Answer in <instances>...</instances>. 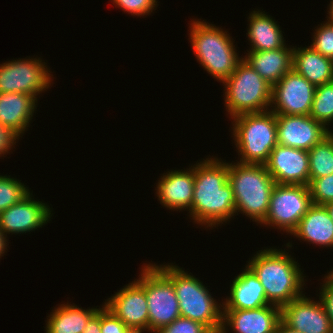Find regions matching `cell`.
<instances>
[{
	"instance_id": "1",
	"label": "cell",
	"mask_w": 333,
	"mask_h": 333,
	"mask_svg": "<svg viewBox=\"0 0 333 333\" xmlns=\"http://www.w3.org/2000/svg\"><path fill=\"white\" fill-rule=\"evenodd\" d=\"M220 159L212 156L192 166L194 192L189 213L191 220L205 229L236 216L234 193L228 182V163Z\"/></svg>"
},
{
	"instance_id": "2",
	"label": "cell",
	"mask_w": 333,
	"mask_h": 333,
	"mask_svg": "<svg viewBox=\"0 0 333 333\" xmlns=\"http://www.w3.org/2000/svg\"><path fill=\"white\" fill-rule=\"evenodd\" d=\"M287 251L267 248L247 261V267L261 282L270 304L282 307L303 295V271Z\"/></svg>"
},
{
	"instance_id": "3",
	"label": "cell",
	"mask_w": 333,
	"mask_h": 333,
	"mask_svg": "<svg viewBox=\"0 0 333 333\" xmlns=\"http://www.w3.org/2000/svg\"><path fill=\"white\" fill-rule=\"evenodd\" d=\"M155 264L173 283L179 301L180 316L202 323L212 333H220L223 303H217L203 282L179 266ZM191 274V275H190Z\"/></svg>"
},
{
	"instance_id": "4",
	"label": "cell",
	"mask_w": 333,
	"mask_h": 333,
	"mask_svg": "<svg viewBox=\"0 0 333 333\" xmlns=\"http://www.w3.org/2000/svg\"><path fill=\"white\" fill-rule=\"evenodd\" d=\"M228 182L234 193L236 214L243 213L260 224L267 215L271 192L276 184L265 165L229 162Z\"/></svg>"
},
{
	"instance_id": "5",
	"label": "cell",
	"mask_w": 333,
	"mask_h": 333,
	"mask_svg": "<svg viewBox=\"0 0 333 333\" xmlns=\"http://www.w3.org/2000/svg\"><path fill=\"white\" fill-rule=\"evenodd\" d=\"M192 20L189 39L197 61L217 81H225L243 57L238 56L233 39L221 27Z\"/></svg>"
},
{
	"instance_id": "6",
	"label": "cell",
	"mask_w": 333,
	"mask_h": 333,
	"mask_svg": "<svg viewBox=\"0 0 333 333\" xmlns=\"http://www.w3.org/2000/svg\"><path fill=\"white\" fill-rule=\"evenodd\" d=\"M232 137L242 164H265L277 145L276 114L244 113L231 118Z\"/></svg>"
},
{
	"instance_id": "7",
	"label": "cell",
	"mask_w": 333,
	"mask_h": 333,
	"mask_svg": "<svg viewBox=\"0 0 333 333\" xmlns=\"http://www.w3.org/2000/svg\"><path fill=\"white\" fill-rule=\"evenodd\" d=\"M225 107L231 118L244 113L269 111L272 85L264 80L243 59L235 71L222 82Z\"/></svg>"
},
{
	"instance_id": "8",
	"label": "cell",
	"mask_w": 333,
	"mask_h": 333,
	"mask_svg": "<svg viewBox=\"0 0 333 333\" xmlns=\"http://www.w3.org/2000/svg\"><path fill=\"white\" fill-rule=\"evenodd\" d=\"M312 205L309 186L275 184L267 215L260 225L272 226L291 234Z\"/></svg>"
},
{
	"instance_id": "9",
	"label": "cell",
	"mask_w": 333,
	"mask_h": 333,
	"mask_svg": "<svg viewBox=\"0 0 333 333\" xmlns=\"http://www.w3.org/2000/svg\"><path fill=\"white\" fill-rule=\"evenodd\" d=\"M145 295L148 304L149 333L156 332L180 317L174 285L155 263L145 264Z\"/></svg>"
},
{
	"instance_id": "10",
	"label": "cell",
	"mask_w": 333,
	"mask_h": 333,
	"mask_svg": "<svg viewBox=\"0 0 333 333\" xmlns=\"http://www.w3.org/2000/svg\"><path fill=\"white\" fill-rule=\"evenodd\" d=\"M42 61L29 57L0 64V93H24L37 99L53 81L52 72Z\"/></svg>"
},
{
	"instance_id": "11",
	"label": "cell",
	"mask_w": 333,
	"mask_h": 333,
	"mask_svg": "<svg viewBox=\"0 0 333 333\" xmlns=\"http://www.w3.org/2000/svg\"><path fill=\"white\" fill-rule=\"evenodd\" d=\"M141 276V277H140ZM104 306L135 333L148 331V304L145 295V265L139 278L105 300Z\"/></svg>"
},
{
	"instance_id": "12",
	"label": "cell",
	"mask_w": 333,
	"mask_h": 333,
	"mask_svg": "<svg viewBox=\"0 0 333 333\" xmlns=\"http://www.w3.org/2000/svg\"><path fill=\"white\" fill-rule=\"evenodd\" d=\"M316 86L293 69L272 86L270 111L279 115H310Z\"/></svg>"
},
{
	"instance_id": "13",
	"label": "cell",
	"mask_w": 333,
	"mask_h": 333,
	"mask_svg": "<svg viewBox=\"0 0 333 333\" xmlns=\"http://www.w3.org/2000/svg\"><path fill=\"white\" fill-rule=\"evenodd\" d=\"M32 197L29 192L18 203L0 213V230L6 239L7 234L32 232L51 220L50 206Z\"/></svg>"
},
{
	"instance_id": "14",
	"label": "cell",
	"mask_w": 333,
	"mask_h": 333,
	"mask_svg": "<svg viewBox=\"0 0 333 333\" xmlns=\"http://www.w3.org/2000/svg\"><path fill=\"white\" fill-rule=\"evenodd\" d=\"M276 123L278 145L307 151L331 132L310 115L276 114Z\"/></svg>"
},
{
	"instance_id": "15",
	"label": "cell",
	"mask_w": 333,
	"mask_h": 333,
	"mask_svg": "<svg viewBox=\"0 0 333 333\" xmlns=\"http://www.w3.org/2000/svg\"><path fill=\"white\" fill-rule=\"evenodd\" d=\"M281 321L301 333H333V325L322 301L305 294L281 307Z\"/></svg>"
},
{
	"instance_id": "16",
	"label": "cell",
	"mask_w": 333,
	"mask_h": 333,
	"mask_svg": "<svg viewBox=\"0 0 333 333\" xmlns=\"http://www.w3.org/2000/svg\"><path fill=\"white\" fill-rule=\"evenodd\" d=\"M264 165L276 184L308 186L310 183L307 150L277 144Z\"/></svg>"
},
{
	"instance_id": "17",
	"label": "cell",
	"mask_w": 333,
	"mask_h": 333,
	"mask_svg": "<svg viewBox=\"0 0 333 333\" xmlns=\"http://www.w3.org/2000/svg\"><path fill=\"white\" fill-rule=\"evenodd\" d=\"M281 321V307L269 304L256 309H223L220 333H272ZM229 329H228V327Z\"/></svg>"
},
{
	"instance_id": "18",
	"label": "cell",
	"mask_w": 333,
	"mask_h": 333,
	"mask_svg": "<svg viewBox=\"0 0 333 333\" xmlns=\"http://www.w3.org/2000/svg\"><path fill=\"white\" fill-rule=\"evenodd\" d=\"M161 179V180H160ZM156 183V194L160 204L171 210H190L194 192V170L168 171Z\"/></svg>"
},
{
	"instance_id": "19",
	"label": "cell",
	"mask_w": 333,
	"mask_h": 333,
	"mask_svg": "<svg viewBox=\"0 0 333 333\" xmlns=\"http://www.w3.org/2000/svg\"><path fill=\"white\" fill-rule=\"evenodd\" d=\"M245 267L242 273L233 279L230 295L221 302L223 309H256L270 304L259 279Z\"/></svg>"
},
{
	"instance_id": "20",
	"label": "cell",
	"mask_w": 333,
	"mask_h": 333,
	"mask_svg": "<svg viewBox=\"0 0 333 333\" xmlns=\"http://www.w3.org/2000/svg\"><path fill=\"white\" fill-rule=\"evenodd\" d=\"M37 101L24 93H0V124L22 137L34 117Z\"/></svg>"
},
{
	"instance_id": "21",
	"label": "cell",
	"mask_w": 333,
	"mask_h": 333,
	"mask_svg": "<svg viewBox=\"0 0 333 333\" xmlns=\"http://www.w3.org/2000/svg\"><path fill=\"white\" fill-rule=\"evenodd\" d=\"M292 47L286 45L277 50L251 51L246 53L243 60L273 86L292 70Z\"/></svg>"
},
{
	"instance_id": "22",
	"label": "cell",
	"mask_w": 333,
	"mask_h": 333,
	"mask_svg": "<svg viewBox=\"0 0 333 333\" xmlns=\"http://www.w3.org/2000/svg\"><path fill=\"white\" fill-rule=\"evenodd\" d=\"M310 244L333 247V220L323 205H312L291 233Z\"/></svg>"
},
{
	"instance_id": "23",
	"label": "cell",
	"mask_w": 333,
	"mask_h": 333,
	"mask_svg": "<svg viewBox=\"0 0 333 333\" xmlns=\"http://www.w3.org/2000/svg\"><path fill=\"white\" fill-rule=\"evenodd\" d=\"M247 37L250 41L249 51H271L285 47L286 43L280 25L265 11H252L249 14Z\"/></svg>"
},
{
	"instance_id": "24",
	"label": "cell",
	"mask_w": 333,
	"mask_h": 333,
	"mask_svg": "<svg viewBox=\"0 0 333 333\" xmlns=\"http://www.w3.org/2000/svg\"><path fill=\"white\" fill-rule=\"evenodd\" d=\"M292 69L315 86L333 81V60L311 46L294 47Z\"/></svg>"
},
{
	"instance_id": "25",
	"label": "cell",
	"mask_w": 333,
	"mask_h": 333,
	"mask_svg": "<svg viewBox=\"0 0 333 333\" xmlns=\"http://www.w3.org/2000/svg\"><path fill=\"white\" fill-rule=\"evenodd\" d=\"M99 309L100 306L85 310L74 303L60 304L47 316L49 319L47 318L45 331L46 333H83L88 321Z\"/></svg>"
},
{
	"instance_id": "26",
	"label": "cell",
	"mask_w": 333,
	"mask_h": 333,
	"mask_svg": "<svg viewBox=\"0 0 333 333\" xmlns=\"http://www.w3.org/2000/svg\"><path fill=\"white\" fill-rule=\"evenodd\" d=\"M310 181L333 174V134L330 132L309 151Z\"/></svg>"
},
{
	"instance_id": "27",
	"label": "cell",
	"mask_w": 333,
	"mask_h": 333,
	"mask_svg": "<svg viewBox=\"0 0 333 333\" xmlns=\"http://www.w3.org/2000/svg\"><path fill=\"white\" fill-rule=\"evenodd\" d=\"M310 116L328 129L333 123V81L316 86Z\"/></svg>"
},
{
	"instance_id": "28",
	"label": "cell",
	"mask_w": 333,
	"mask_h": 333,
	"mask_svg": "<svg viewBox=\"0 0 333 333\" xmlns=\"http://www.w3.org/2000/svg\"><path fill=\"white\" fill-rule=\"evenodd\" d=\"M19 179L7 175H0V213L10 206L18 203L23 197L31 192Z\"/></svg>"
},
{
	"instance_id": "29",
	"label": "cell",
	"mask_w": 333,
	"mask_h": 333,
	"mask_svg": "<svg viewBox=\"0 0 333 333\" xmlns=\"http://www.w3.org/2000/svg\"><path fill=\"white\" fill-rule=\"evenodd\" d=\"M310 46L326 58L333 60V23L326 21L315 29Z\"/></svg>"
},
{
	"instance_id": "30",
	"label": "cell",
	"mask_w": 333,
	"mask_h": 333,
	"mask_svg": "<svg viewBox=\"0 0 333 333\" xmlns=\"http://www.w3.org/2000/svg\"><path fill=\"white\" fill-rule=\"evenodd\" d=\"M308 186L314 205H325L333 201V174L312 179Z\"/></svg>"
},
{
	"instance_id": "31",
	"label": "cell",
	"mask_w": 333,
	"mask_h": 333,
	"mask_svg": "<svg viewBox=\"0 0 333 333\" xmlns=\"http://www.w3.org/2000/svg\"><path fill=\"white\" fill-rule=\"evenodd\" d=\"M154 333H212L202 323L189 318L178 317L171 324L158 329Z\"/></svg>"
},
{
	"instance_id": "32",
	"label": "cell",
	"mask_w": 333,
	"mask_h": 333,
	"mask_svg": "<svg viewBox=\"0 0 333 333\" xmlns=\"http://www.w3.org/2000/svg\"><path fill=\"white\" fill-rule=\"evenodd\" d=\"M113 4L133 16L150 15L158 7L157 0H112Z\"/></svg>"
},
{
	"instance_id": "33",
	"label": "cell",
	"mask_w": 333,
	"mask_h": 333,
	"mask_svg": "<svg viewBox=\"0 0 333 333\" xmlns=\"http://www.w3.org/2000/svg\"><path fill=\"white\" fill-rule=\"evenodd\" d=\"M101 333H135L116 317L104 304L101 308Z\"/></svg>"
},
{
	"instance_id": "34",
	"label": "cell",
	"mask_w": 333,
	"mask_h": 333,
	"mask_svg": "<svg viewBox=\"0 0 333 333\" xmlns=\"http://www.w3.org/2000/svg\"><path fill=\"white\" fill-rule=\"evenodd\" d=\"M324 283L321 285L319 300L325 307L326 313L333 325V271L324 276Z\"/></svg>"
},
{
	"instance_id": "35",
	"label": "cell",
	"mask_w": 333,
	"mask_h": 333,
	"mask_svg": "<svg viewBox=\"0 0 333 333\" xmlns=\"http://www.w3.org/2000/svg\"><path fill=\"white\" fill-rule=\"evenodd\" d=\"M19 138L10 128L0 124V157L10 153L9 151L14 148Z\"/></svg>"
},
{
	"instance_id": "36",
	"label": "cell",
	"mask_w": 333,
	"mask_h": 333,
	"mask_svg": "<svg viewBox=\"0 0 333 333\" xmlns=\"http://www.w3.org/2000/svg\"><path fill=\"white\" fill-rule=\"evenodd\" d=\"M83 333H101V308L90 318Z\"/></svg>"
},
{
	"instance_id": "37",
	"label": "cell",
	"mask_w": 333,
	"mask_h": 333,
	"mask_svg": "<svg viewBox=\"0 0 333 333\" xmlns=\"http://www.w3.org/2000/svg\"><path fill=\"white\" fill-rule=\"evenodd\" d=\"M277 331L278 333H301L299 331L293 330L292 328L288 327L282 321L278 323Z\"/></svg>"
},
{
	"instance_id": "38",
	"label": "cell",
	"mask_w": 333,
	"mask_h": 333,
	"mask_svg": "<svg viewBox=\"0 0 333 333\" xmlns=\"http://www.w3.org/2000/svg\"><path fill=\"white\" fill-rule=\"evenodd\" d=\"M8 240L4 237V235L2 234L1 230H0V258L2 256H4L3 254L6 252L7 250V246H8Z\"/></svg>"
},
{
	"instance_id": "39",
	"label": "cell",
	"mask_w": 333,
	"mask_h": 333,
	"mask_svg": "<svg viewBox=\"0 0 333 333\" xmlns=\"http://www.w3.org/2000/svg\"><path fill=\"white\" fill-rule=\"evenodd\" d=\"M323 206L326 208L329 216L333 220V201H331V202H329V203H327V204H325Z\"/></svg>"
},
{
	"instance_id": "40",
	"label": "cell",
	"mask_w": 333,
	"mask_h": 333,
	"mask_svg": "<svg viewBox=\"0 0 333 333\" xmlns=\"http://www.w3.org/2000/svg\"><path fill=\"white\" fill-rule=\"evenodd\" d=\"M329 11H328V16H327V20L329 21V22H332L333 23V0L332 1H330V4H329Z\"/></svg>"
}]
</instances>
